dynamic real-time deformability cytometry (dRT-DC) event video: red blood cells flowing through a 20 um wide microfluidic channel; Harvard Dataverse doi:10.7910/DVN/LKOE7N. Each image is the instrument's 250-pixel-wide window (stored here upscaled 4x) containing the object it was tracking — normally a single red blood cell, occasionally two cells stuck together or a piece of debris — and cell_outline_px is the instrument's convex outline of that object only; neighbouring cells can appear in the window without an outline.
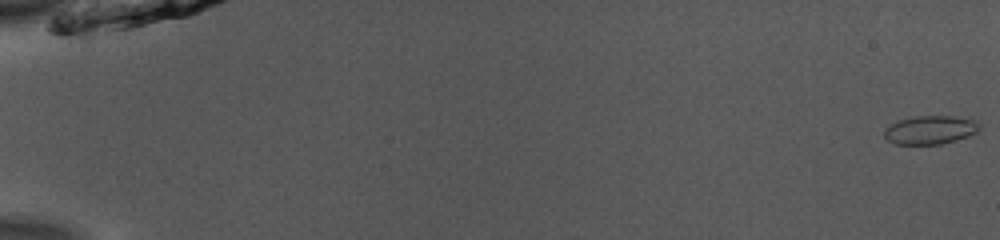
{"species": "common noctule bat (a hibernating species)", "species_latin": "Nyctalus noctula", "temperature_condition": "room temperature", "stored_images_in_passage": 53, "camera_frame_rate_fps": 3000, "um_per_image_px": 0.085, "animal": {"sex": "male", "body_mass_g": 13.0, "forearm_length_mm": 53.1}, "frame": {"image": 1, "passage_image": 1, "time_ms": 0.0, "image_size_px": [1000, 240], "cell_outline_px": [[980, 128], [976, 132], [968, 136], [956, 140], [940, 144], [896, 144], [888, 140], [884, 136], [884, 128], [900, 120], [916, 116], [952, 116], [976, 120], [980, 124]], "centroid_in_image_um": [79.08, 11.04], "position_along_channel_um": 5.9, "area_um2": 15.72}}
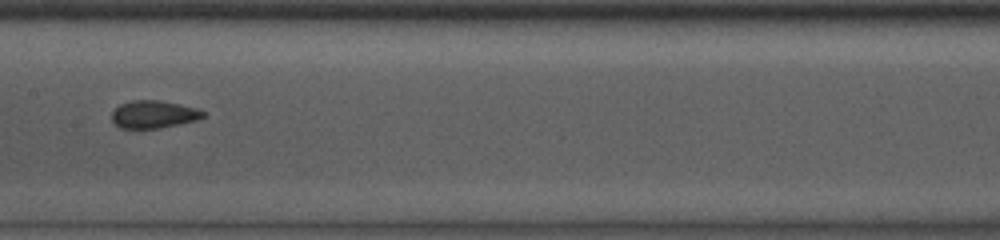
{"frame": {"image": 2, "passage_image": 29, "time_ms": 9.333, "image_size_px": [1000, 240], "cell_outline_px": [[204, 116], [200, 120], [160, 128], [120, 128], [112, 120], [112, 112], [120, 104], [132, 100], [160, 100], [180, 104], [196, 108], [204, 112]], "centroid_in_image_um": [13.08, 9.72], "position_along_channel_um": 194.3, "area_um2": 14.74}}
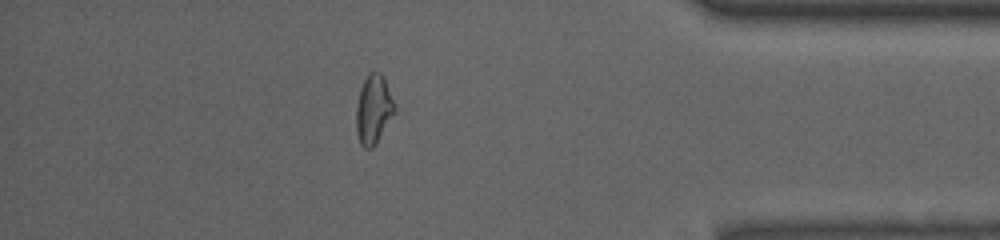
{"frame": {"image": 3, "passage_image": 47, "time_ms": 15.333, "image_size_px": [1000, 240], "cell_outline_px": [[396, 108], [376, 144], [372, 148], [364, 148], [360, 144], [356, 132], [356, 108], [360, 88], [368, 72], [380, 72], [384, 76], [396, 104]], "centroid_in_image_um": [31.75, 9.28], "position_along_channel_um": 403.5, "area_um2": 15.55}, "authors_computed_cell_mechanics": {"area_um2": 14.9124, "velocity_mm_per_s": 3.933, "shape_relaxation_time_tau1_ms": 8.2332, "shape_relaxation_time_tau2_ms": null, "deformation_change_tau1": 0.1649, "deformation_change_tau2": null}}